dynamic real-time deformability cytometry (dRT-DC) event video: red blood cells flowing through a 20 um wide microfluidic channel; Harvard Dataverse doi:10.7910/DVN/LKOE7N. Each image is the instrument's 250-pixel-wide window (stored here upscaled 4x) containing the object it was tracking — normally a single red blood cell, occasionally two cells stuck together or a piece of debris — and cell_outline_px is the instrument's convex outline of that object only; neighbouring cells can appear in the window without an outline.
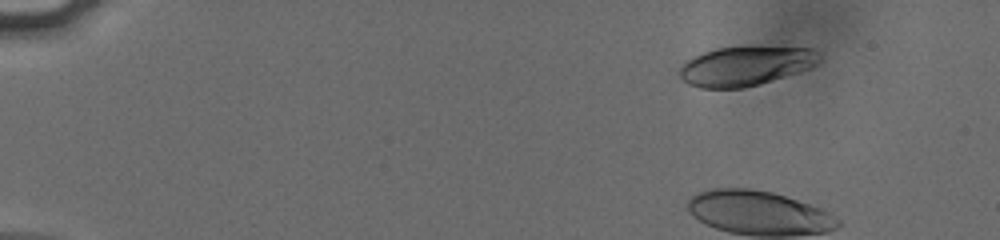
{"species": "human", "species_latin": "Homo sapiens", "temperature_condition": "cold", "stored_images_in_passage": 49, "camera_frame_rate_fps": 3000, "um_per_image_px": 0.085, "donor": {"sex": "male"}, "frame": {"image": 1, "passage_image": 8, "time_ms": 2.333, "image_size_px": [1000, 240], "cell_outline_px": [[824, 60], [820, 64], [812, 68], [760, 84], [744, 88], [700, 88], [688, 84], [680, 76], [680, 68], [692, 56], [716, 48], [748, 44], [756, 44], [812, 48]], "centroid_in_image_um": [63.46, 5.56], "position_along_channel_um": 21.5, "area_um2": 33.29}}